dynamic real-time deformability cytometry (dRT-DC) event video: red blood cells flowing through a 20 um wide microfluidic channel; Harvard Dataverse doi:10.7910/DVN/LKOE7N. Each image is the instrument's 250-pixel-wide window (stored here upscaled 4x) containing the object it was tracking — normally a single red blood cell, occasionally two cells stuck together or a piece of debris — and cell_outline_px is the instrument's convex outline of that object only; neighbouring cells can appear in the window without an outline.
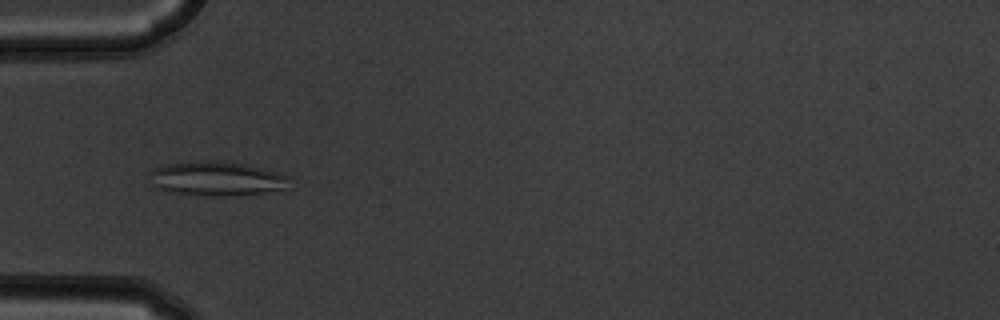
{"species": "common noctule bat (a hibernating species)", "species_latin": "Nyctalus noctula", "temperature_condition": "warm", "stored_images_in_passage": 9, "camera_frame_rate_fps": 3000, "um_per_image_px": 0.085, "animal": {"sex": "male", "body_mass_g": 19.5, "forearm_length_mm": 54.6}, "frame": {"image": 1, "passage_image": 4, "time_ms": 1.0, "image_size_px": [1000, 320], "cell_outline_px": [[288, 176], [280, 188], [264, 192], [224, 196], [212, 196], [168, 192], [156, 188], [152, 172], [152, 168], [164, 164], [196, 160], [216, 160], [240, 164]], "centroid_in_image_um": [18.25, 15.17], "position_along_channel_um": 66.7, "area_um2": 26.88}}
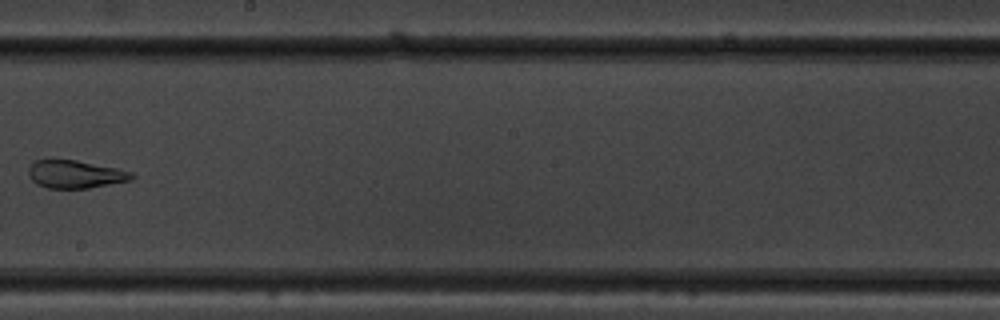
{"frame": {"image": 2, "passage_image": 8, "time_ms": 2.333, "image_size_px": [1000, 320], "cell_outline_px": [[136, 176], [132, 180], [88, 188], [48, 188], [36, 184], [28, 176], [28, 168], [36, 160], [76, 160], [116, 168], [132, 172]], "centroid_in_image_um": [6.4, 14.82], "position_along_channel_um": 241.8, "area_um2": 16.7}}
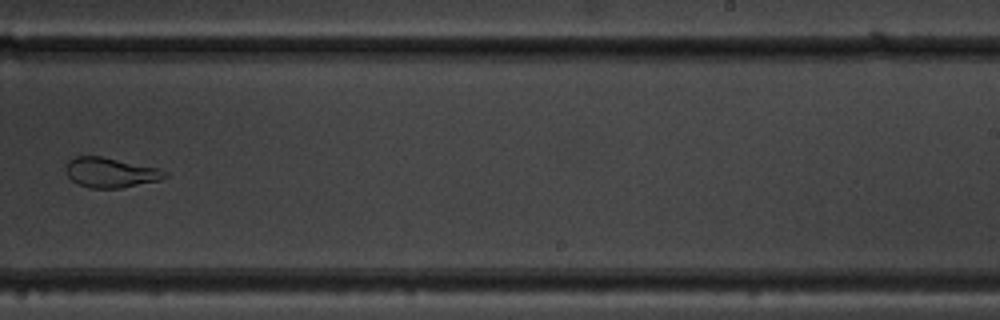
{"frame": {"image": 3, "passage_image": 9, "time_ms": 2.667, "image_size_px": [1000, 320], "cell_outline_px": [[168, 176], [160, 180], [120, 188], [88, 188], [76, 184], [68, 176], [68, 160], [72, 156], [100, 156], [160, 168], [168, 172]], "centroid_in_image_um": [9.42, 14.67], "position_along_channel_um": 279.6, "area_um2": 17.28}}